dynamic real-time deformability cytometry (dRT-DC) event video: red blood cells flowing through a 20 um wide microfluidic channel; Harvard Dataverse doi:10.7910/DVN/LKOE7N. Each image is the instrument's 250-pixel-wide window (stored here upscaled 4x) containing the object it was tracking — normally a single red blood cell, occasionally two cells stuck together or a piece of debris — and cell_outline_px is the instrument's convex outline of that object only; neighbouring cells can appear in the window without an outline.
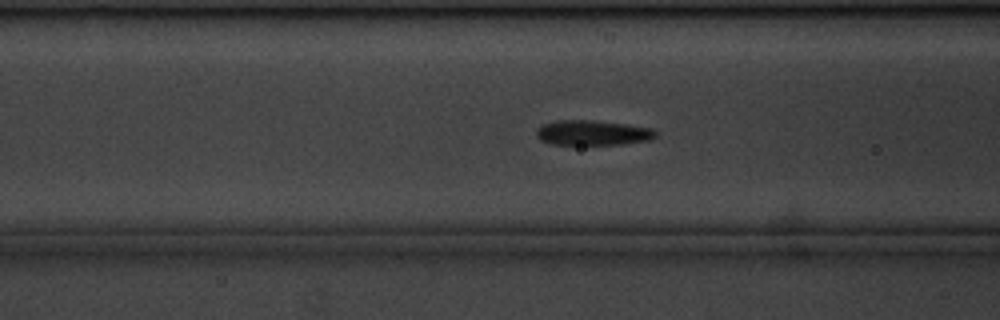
{"species": "common noctule bat (a hibernating species)", "species_latin": "Nyctalus noctula", "temperature_condition": "cold", "stored_images_in_passage": 48, "camera_frame_rate_fps": 3000, "um_per_image_px": 0.085, "animal": {"sex": "male", "body_mass_g": 20.1, "forearm_length_mm": 53.5}, "frame": {"image": 1, "passage_image": 11, "time_ms": 3.333, "image_size_px": [1000, 320], "cell_outline_px": [[656, 136], [648, 140], [624, 144], [552, 144], [540, 140], [536, 136], [536, 128], [544, 124], [556, 120], [592, 120], [624, 124], [652, 128], [656, 132]], "centroid_in_image_um": [50.34, 11.28], "position_along_channel_um": 116.3, "area_um2": 17.28}}
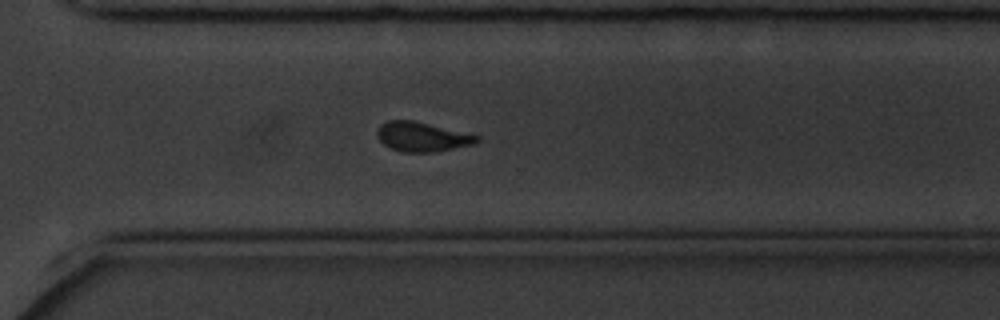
{"frame": {"image": 2, "passage_image": 30, "time_ms": 9.667, "image_size_px": [1000, 320], "cell_outline_px": [[480, 140], [472, 144], [432, 152], [404, 152], [392, 148], [384, 144], [376, 136], [376, 132], [380, 124], [388, 120], [412, 120], [480, 136]], "centroid_in_image_um": [35.83, 11.61], "position_along_channel_um": 334.8, "area_um2": 16.82}}
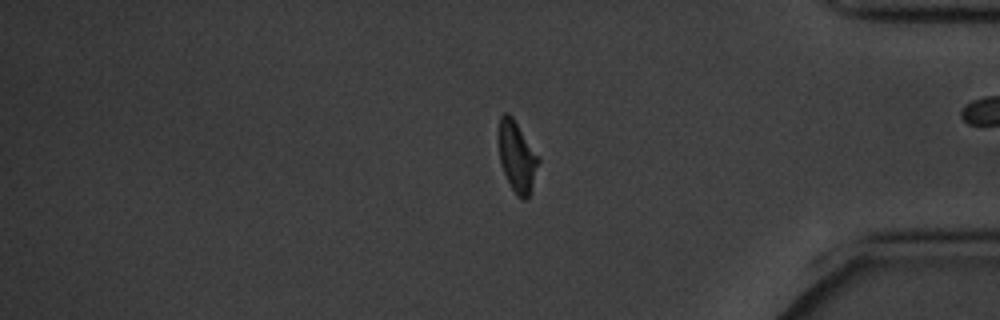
{"frame": {"image": 3, "passage_image": 37, "time_ms": 12.0, "image_size_px": [1000, 320], "cell_outline_px": [[540, 160], [528, 196], [524, 200], [520, 200], [516, 196], [504, 172], [500, 160], [500, 116], [504, 112], [508, 112], [512, 116], [540, 156]], "centroid_in_image_um": [43.97, 13.31], "position_along_channel_um": 391.2, "area_um2": 16.07}, "authors_computed_cell_mechanics": {"area_um2": 17.3111, "velocity_mm_per_s": 3.453, "shape_relaxation_time_tau1_ms": 2.6883, "shape_relaxation_time_tau2_ms": 3.1387, "deformation_change_tau1": 0.1008, "deformation_change_tau2": 0.069}}